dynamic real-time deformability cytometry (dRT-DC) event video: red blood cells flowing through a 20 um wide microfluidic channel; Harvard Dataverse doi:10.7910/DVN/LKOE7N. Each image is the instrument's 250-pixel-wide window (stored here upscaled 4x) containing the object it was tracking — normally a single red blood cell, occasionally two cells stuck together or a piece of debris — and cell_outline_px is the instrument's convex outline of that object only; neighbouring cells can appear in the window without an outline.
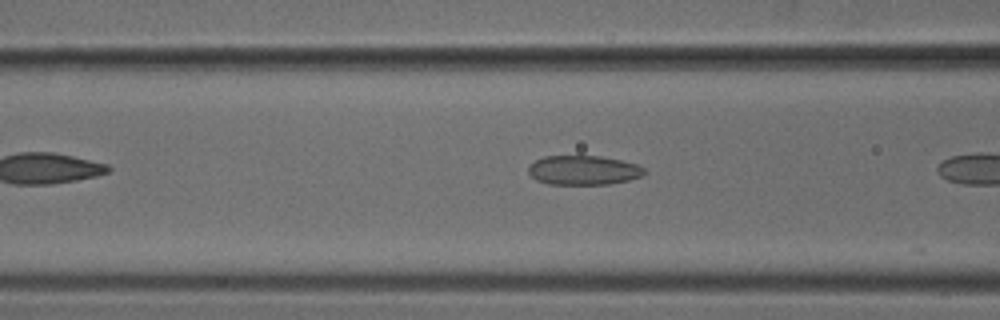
{"species": "common noctule bat (a hibernating species)", "species_latin": "Nyctalus noctula", "temperature_condition": "cold", "stored_images_in_passage": 7, "camera_frame_rate_fps": 3000, "um_per_image_px": 0.085, "animal": {"sex": "male", "body_mass_g": 18.8}, "frame": {"image": 1, "passage_image": 6, "time_ms": 1.667, "image_size_px": [1000, 320], "cell_outline_px": [[644, 172], [640, 176], [628, 180], [608, 184], [548, 184], [536, 180], [528, 172], [528, 168], [536, 160], [544, 156], [600, 156], [620, 160], [636, 164], [644, 168]], "centroid_in_image_um": [49.56, 14.47], "position_along_channel_um": 117.0, "area_um2": 19.59}}